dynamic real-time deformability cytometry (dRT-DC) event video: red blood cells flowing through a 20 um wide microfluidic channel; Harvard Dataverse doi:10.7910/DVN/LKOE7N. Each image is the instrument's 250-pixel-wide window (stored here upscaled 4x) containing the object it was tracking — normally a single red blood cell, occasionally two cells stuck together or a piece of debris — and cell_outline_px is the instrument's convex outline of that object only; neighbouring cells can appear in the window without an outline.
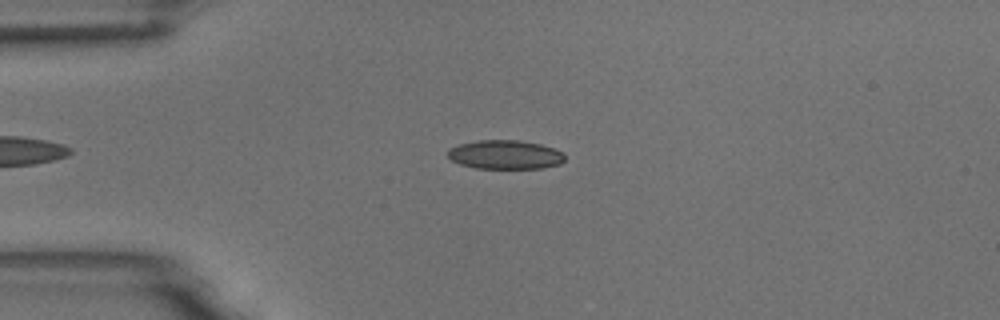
{"species": "common noctule bat (a hibernating species)", "species_latin": "Nyctalus noctula", "temperature_condition": "room temperature", "stored_images_in_passage": 4, "camera_frame_rate_fps": 3000, "um_per_image_px": 0.085, "animal": {"sex": "male", "body_mass_g": 18.8}, "frame": {"image": 1, "passage_image": 3, "time_ms": 0.667, "image_size_px": [1000, 320], "cell_outline_px": [[564, 160], [560, 164], [544, 168], [476, 168], [460, 164], [452, 160], [448, 156], [448, 152], [452, 148], [460, 144], [480, 140], [516, 140], [540, 144], [552, 148], [560, 152], [564, 156]], "centroid_in_image_um": [42.95, 13.15], "position_along_channel_um": 42.1, "area_um2": 19.42}}